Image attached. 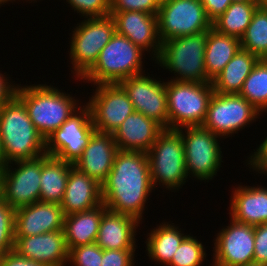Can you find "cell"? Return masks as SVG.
Returning <instances> with one entry per match:
<instances>
[{"label":"cell","instance_id":"29","mask_svg":"<svg viewBox=\"0 0 267 266\" xmlns=\"http://www.w3.org/2000/svg\"><path fill=\"white\" fill-rule=\"evenodd\" d=\"M240 49L239 38L209 29L204 55L207 76L213 80Z\"/></svg>","mask_w":267,"mask_h":266},{"label":"cell","instance_id":"30","mask_svg":"<svg viewBox=\"0 0 267 266\" xmlns=\"http://www.w3.org/2000/svg\"><path fill=\"white\" fill-rule=\"evenodd\" d=\"M256 9L255 2H232L225 12L212 22V28L221 34L240 39L249 26Z\"/></svg>","mask_w":267,"mask_h":266},{"label":"cell","instance_id":"21","mask_svg":"<svg viewBox=\"0 0 267 266\" xmlns=\"http://www.w3.org/2000/svg\"><path fill=\"white\" fill-rule=\"evenodd\" d=\"M164 128L155 120L134 111L113 133L121 151L148 152Z\"/></svg>","mask_w":267,"mask_h":266},{"label":"cell","instance_id":"5","mask_svg":"<svg viewBox=\"0 0 267 266\" xmlns=\"http://www.w3.org/2000/svg\"><path fill=\"white\" fill-rule=\"evenodd\" d=\"M207 31L162 42L155 63L175 75L170 81L212 82L205 70Z\"/></svg>","mask_w":267,"mask_h":266},{"label":"cell","instance_id":"25","mask_svg":"<svg viewBox=\"0 0 267 266\" xmlns=\"http://www.w3.org/2000/svg\"><path fill=\"white\" fill-rule=\"evenodd\" d=\"M106 209L102 203L93 209L65 216L63 230L69 250L96 242L100 221Z\"/></svg>","mask_w":267,"mask_h":266},{"label":"cell","instance_id":"45","mask_svg":"<svg viewBox=\"0 0 267 266\" xmlns=\"http://www.w3.org/2000/svg\"><path fill=\"white\" fill-rule=\"evenodd\" d=\"M3 170H0V202L3 201Z\"/></svg>","mask_w":267,"mask_h":266},{"label":"cell","instance_id":"6","mask_svg":"<svg viewBox=\"0 0 267 266\" xmlns=\"http://www.w3.org/2000/svg\"><path fill=\"white\" fill-rule=\"evenodd\" d=\"M153 188L179 191L188 174L181 132L178 129L164 128L147 152Z\"/></svg>","mask_w":267,"mask_h":266},{"label":"cell","instance_id":"10","mask_svg":"<svg viewBox=\"0 0 267 266\" xmlns=\"http://www.w3.org/2000/svg\"><path fill=\"white\" fill-rule=\"evenodd\" d=\"M260 115L262 113L239 94H221L214 91L202 126L225 139L238 134Z\"/></svg>","mask_w":267,"mask_h":266},{"label":"cell","instance_id":"20","mask_svg":"<svg viewBox=\"0 0 267 266\" xmlns=\"http://www.w3.org/2000/svg\"><path fill=\"white\" fill-rule=\"evenodd\" d=\"M117 151L112 133L95 131L74 166L102 184L113 167Z\"/></svg>","mask_w":267,"mask_h":266},{"label":"cell","instance_id":"38","mask_svg":"<svg viewBox=\"0 0 267 266\" xmlns=\"http://www.w3.org/2000/svg\"><path fill=\"white\" fill-rule=\"evenodd\" d=\"M135 251V249H102L100 266H134Z\"/></svg>","mask_w":267,"mask_h":266},{"label":"cell","instance_id":"23","mask_svg":"<svg viewBox=\"0 0 267 266\" xmlns=\"http://www.w3.org/2000/svg\"><path fill=\"white\" fill-rule=\"evenodd\" d=\"M229 216L235 221L257 226L267 223V188L265 186L234 187L230 196Z\"/></svg>","mask_w":267,"mask_h":266},{"label":"cell","instance_id":"44","mask_svg":"<svg viewBox=\"0 0 267 266\" xmlns=\"http://www.w3.org/2000/svg\"><path fill=\"white\" fill-rule=\"evenodd\" d=\"M5 166H6V162L4 159L3 149L1 145V138H0V170H3Z\"/></svg>","mask_w":267,"mask_h":266},{"label":"cell","instance_id":"4","mask_svg":"<svg viewBox=\"0 0 267 266\" xmlns=\"http://www.w3.org/2000/svg\"><path fill=\"white\" fill-rule=\"evenodd\" d=\"M144 51L123 35L115 34L103 47L94 66L80 79L99 84H116L143 71Z\"/></svg>","mask_w":267,"mask_h":266},{"label":"cell","instance_id":"46","mask_svg":"<svg viewBox=\"0 0 267 266\" xmlns=\"http://www.w3.org/2000/svg\"><path fill=\"white\" fill-rule=\"evenodd\" d=\"M257 7H266L267 8V0H253Z\"/></svg>","mask_w":267,"mask_h":266},{"label":"cell","instance_id":"2","mask_svg":"<svg viewBox=\"0 0 267 266\" xmlns=\"http://www.w3.org/2000/svg\"><path fill=\"white\" fill-rule=\"evenodd\" d=\"M0 138L6 164L34 159L46 153L45 138L16 95L0 108Z\"/></svg>","mask_w":267,"mask_h":266},{"label":"cell","instance_id":"13","mask_svg":"<svg viewBox=\"0 0 267 266\" xmlns=\"http://www.w3.org/2000/svg\"><path fill=\"white\" fill-rule=\"evenodd\" d=\"M85 104L90 108L96 131L114 133L135 110L128 94L119 83L99 84Z\"/></svg>","mask_w":267,"mask_h":266},{"label":"cell","instance_id":"40","mask_svg":"<svg viewBox=\"0 0 267 266\" xmlns=\"http://www.w3.org/2000/svg\"><path fill=\"white\" fill-rule=\"evenodd\" d=\"M247 159L246 163L253 172L256 171L261 175L264 174L267 176V136L259 144L256 151L254 150V153H251Z\"/></svg>","mask_w":267,"mask_h":266},{"label":"cell","instance_id":"32","mask_svg":"<svg viewBox=\"0 0 267 266\" xmlns=\"http://www.w3.org/2000/svg\"><path fill=\"white\" fill-rule=\"evenodd\" d=\"M239 95L262 114L267 113V59H259L245 79Z\"/></svg>","mask_w":267,"mask_h":266},{"label":"cell","instance_id":"36","mask_svg":"<svg viewBox=\"0 0 267 266\" xmlns=\"http://www.w3.org/2000/svg\"><path fill=\"white\" fill-rule=\"evenodd\" d=\"M83 18H100L110 15V0H66ZM85 16V17H84Z\"/></svg>","mask_w":267,"mask_h":266},{"label":"cell","instance_id":"43","mask_svg":"<svg viewBox=\"0 0 267 266\" xmlns=\"http://www.w3.org/2000/svg\"><path fill=\"white\" fill-rule=\"evenodd\" d=\"M10 78L0 73V108L15 95L17 84Z\"/></svg>","mask_w":267,"mask_h":266},{"label":"cell","instance_id":"27","mask_svg":"<svg viewBox=\"0 0 267 266\" xmlns=\"http://www.w3.org/2000/svg\"><path fill=\"white\" fill-rule=\"evenodd\" d=\"M74 164L52 155H42L40 201L61 204L69 171Z\"/></svg>","mask_w":267,"mask_h":266},{"label":"cell","instance_id":"7","mask_svg":"<svg viewBox=\"0 0 267 266\" xmlns=\"http://www.w3.org/2000/svg\"><path fill=\"white\" fill-rule=\"evenodd\" d=\"M77 26V27H76ZM70 35L69 58L73 65L71 73L81 79L96 63L103 47L116 32L114 18L109 15L100 18H84Z\"/></svg>","mask_w":267,"mask_h":266},{"label":"cell","instance_id":"50","mask_svg":"<svg viewBox=\"0 0 267 266\" xmlns=\"http://www.w3.org/2000/svg\"><path fill=\"white\" fill-rule=\"evenodd\" d=\"M28 1H31V2H29V3H32L33 1H34V2H37L38 0H37V1H36V0H28Z\"/></svg>","mask_w":267,"mask_h":266},{"label":"cell","instance_id":"19","mask_svg":"<svg viewBox=\"0 0 267 266\" xmlns=\"http://www.w3.org/2000/svg\"><path fill=\"white\" fill-rule=\"evenodd\" d=\"M65 214L58 203L35 202L15 209V236H34L63 230Z\"/></svg>","mask_w":267,"mask_h":266},{"label":"cell","instance_id":"34","mask_svg":"<svg viewBox=\"0 0 267 266\" xmlns=\"http://www.w3.org/2000/svg\"><path fill=\"white\" fill-rule=\"evenodd\" d=\"M15 209L4 201L0 202V256L15 246Z\"/></svg>","mask_w":267,"mask_h":266},{"label":"cell","instance_id":"12","mask_svg":"<svg viewBox=\"0 0 267 266\" xmlns=\"http://www.w3.org/2000/svg\"><path fill=\"white\" fill-rule=\"evenodd\" d=\"M94 128L90 108L84 103L46 139V154L74 164L88 145Z\"/></svg>","mask_w":267,"mask_h":266},{"label":"cell","instance_id":"16","mask_svg":"<svg viewBox=\"0 0 267 266\" xmlns=\"http://www.w3.org/2000/svg\"><path fill=\"white\" fill-rule=\"evenodd\" d=\"M147 75V76H146ZM140 74L122 80L119 84L128 94L134 110L169 129L166 81L150 74Z\"/></svg>","mask_w":267,"mask_h":266},{"label":"cell","instance_id":"41","mask_svg":"<svg viewBox=\"0 0 267 266\" xmlns=\"http://www.w3.org/2000/svg\"><path fill=\"white\" fill-rule=\"evenodd\" d=\"M0 266H46L40 262L21 256L14 249L0 256Z\"/></svg>","mask_w":267,"mask_h":266},{"label":"cell","instance_id":"37","mask_svg":"<svg viewBox=\"0 0 267 266\" xmlns=\"http://www.w3.org/2000/svg\"><path fill=\"white\" fill-rule=\"evenodd\" d=\"M162 0H110V11H140L157 15Z\"/></svg>","mask_w":267,"mask_h":266},{"label":"cell","instance_id":"11","mask_svg":"<svg viewBox=\"0 0 267 266\" xmlns=\"http://www.w3.org/2000/svg\"><path fill=\"white\" fill-rule=\"evenodd\" d=\"M157 21L161 42L212 28L200 0H162Z\"/></svg>","mask_w":267,"mask_h":266},{"label":"cell","instance_id":"49","mask_svg":"<svg viewBox=\"0 0 267 266\" xmlns=\"http://www.w3.org/2000/svg\"><path fill=\"white\" fill-rule=\"evenodd\" d=\"M245 266H267V265H261V264H249V265H245Z\"/></svg>","mask_w":267,"mask_h":266},{"label":"cell","instance_id":"22","mask_svg":"<svg viewBox=\"0 0 267 266\" xmlns=\"http://www.w3.org/2000/svg\"><path fill=\"white\" fill-rule=\"evenodd\" d=\"M141 224L132 216L106 209L102 215L96 244L103 250L136 249V233Z\"/></svg>","mask_w":267,"mask_h":266},{"label":"cell","instance_id":"35","mask_svg":"<svg viewBox=\"0 0 267 266\" xmlns=\"http://www.w3.org/2000/svg\"><path fill=\"white\" fill-rule=\"evenodd\" d=\"M102 249L96 244L80 245L69 250L68 265L71 266H100Z\"/></svg>","mask_w":267,"mask_h":266},{"label":"cell","instance_id":"8","mask_svg":"<svg viewBox=\"0 0 267 266\" xmlns=\"http://www.w3.org/2000/svg\"><path fill=\"white\" fill-rule=\"evenodd\" d=\"M169 129L202 126L214 93L212 82L166 81Z\"/></svg>","mask_w":267,"mask_h":266},{"label":"cell","instance_id":"14","mask_svg":"<svg viewBox=\"0 0 267 266\" xmlns=\"http://www.w3.org/2000/svg\"><path fill=\"white\" fill-rule=\"evenodd\" d=\"M41 173L42 156L6 164L3 169V201L13 209L40 201Z\"/></svg>","mask_w":267,"mask_h":266},{"label":"cell","instance_id":"17","mask_svg":"<svg viewBox=\"0 0 267 266\" xmlns=\"http://www.w3.org/2000/svg\"><path fill=\"white\" fill-rule=\"evenodd\" d=\"M115 20L116 32L131 40L156 60L161 50L157 15L140 11H110Z\"/></svg>","mask_w":267,"mask_h":266},{"label":"cell","instance_id":"3","mask_svg":"<svg viewBox=\"0 0 267 266\" xmlns=\"http://www.w3.org/2000/svg\"><path fill=\"white\" fill-rule=\"evenodd\" d=\"M15 95L24 103L29 118L45 140L83 105L77 97L46 83L23 86L18 83Z\"/></svg>","mask_w":267,"mask_h":266},{"label":"cell","instance_id":"39","mask_svg":"<svg viewBox=\"0 0 267 266\" xmlns=\"http://www.w3.org/2000/svg\"><path fill=\"white\" fill-rule=\"evenodd\" d=\"M254 264L267 265V223L254 226Z\"/></svg>","mask_w":267,"mask_h":266},{"label":"cell","instance_id":"26","mask_svg":"<svg viewBox=\"0 0 267 266\" xmlns=\"http://www.w3.org/2000/svg\"><path fill=\"white\" fill-rule=\"evenodd\" d=\"M161 223L152 230L150 229V233L146 236L145 248L149 259L168 266L178 247L188 235L184 234L179 226H175V223Z\"/></svg>","mask_w":267,"mask_h":266},{"label":"cell","instance_id":"42","mask_svg":"<svg viewBox=\"0 0 267 266\" xmlns=\"http://www.w3.org/2000/svg\"><path fill=\"white\" fill-rule=\"evenodd\" d=\"M207 13L208 18L213 22L231 5L232 0H200Z\"/></svg>","mask_w":267,"mask_h":266},{"label":"cell","instance_id":"48","mask_svg":"<svg viewBox=\"0 0 267 266\" xmlns=\"http://www.w3.org/2000/svg\"><path fill=\"white\" fill-rule=\"evenodd\" d=\"M232 2H254L253 0H232Z\"/></svg>","mask_w":267,"mask_h":266},{"label":"cell","instance_id":"33","mask_svg":"<svg viewBox=\"0 0 267 266\" xmlns=\"http://www.w3.org/2000/svg\"><path fill=\"white\" fill-rule=\"evenodd\" d=\"M205 248L195 236L188 234L178 247L168 266H202L207 257Z\"/></svg>","mask_w":267,"mask_h":266},{"label":"cell","instance_id":"31","mask_svg":"<svg viewBox=\"0 0 267 266\" xmlns=\"http://www.w3.org/2000/svg\"><path fill=\"white\" fill-rule=\"evenodd\" d=\"M241 49L258 59H267V8L257 7L244 35L240 38Z\"/></svg>","mask_w":267,"mask_h":266},{"label":"cell","instance_id":"24","mask_svg":"<svg viewBox=\"0 0 267 266\" xmlns=\"http://www.w3.org/2000/svg\"><path fill=\"white\" fill-rule=\"evenodd\" d=\"M102 203L101 184L73 165L60 204L65 216L93 209Z\"/></svg>","mask_w":267,"mask_h":266},{"label":"cell","instance_id":"47","mask_svg":"<svg viewBox=\"0 0 267 266\" xmlns=\"http://www.w3.org/2000/svg\"><path fill=\"white\" fill-rule=\"evenodd\" d=\"M13 1L15 2L16 0H0V6L4 5L5 3L6 4L8 3V5H9V2L13 3ZM18 1H20V0H18ZM26 1L28 2V0H26Z\"/></svg>","mask_w":267,"mask_h":266},{"label":"cell","instance_id":"28","mask_svg":"<svg viewBox=\"0 0 267 266\" xmlns=\"http://www.w3.org/2000/svg\"><path fill=\"white\" fill-rule=\"evenodd\" d=\"M258 60L251 52L240 49L212 80L213 90L221 94H239Z\"/></svg>","mask_w":267,"mask_h":266},{"label":"cell","instance_id":"15","mask_svg":"<svg viewBox=\"0 0 267 266\" xmlns=\"http://www.w3.org/2000/svg\"><path fill=\"white\" fill-rule=\"evenodd\" d=\"M215 235L211 266H245L254 263V226L235 221Z\"/></svg>","mask_w":267,"mask_h":266},{"label":"cell","instance_id":"9","mask_svg":"<svg viewBox=\"0 0 267 266\" xmlns=\"http://www.w3.org/2000/svg\"><path fill=\"white\" fill-rule=\"evenodd\" d=\"M178 130L183 139L189 178L194 177L200 182L214 179L223 162L219 143L222 138L203 126H188Z\"/></svg>","mask_w":267,"mask_h":266},{"label":"cell","instance_id":"1","mask_svg":"<svg viewBox=\"0 0 267 266\" xmlns=\"http://www.w3.org/2000/svg\"><path fill=\"white\" fill-rule=\"evenodd\" d=\"M154 191L146 152L121 151L101 184L102 201L113 212L134 217L142 223L146 202Z\"/></svg>","mask_w":267,"mask_h":266},{"label":"cell","instance_id":"18","mask_svg":"<svg viewBox=\"0 0 267 266\" xmlns=\"http://www.w3.org/2000/svg\"><path fill=\"white\" fill-rule=\"evenodd\" d=\"M14 250L46 266H66L69 249L64 230L34 236H15Z\"/></svg>","mask_w":267,"mask_h":266}]
</instances>
